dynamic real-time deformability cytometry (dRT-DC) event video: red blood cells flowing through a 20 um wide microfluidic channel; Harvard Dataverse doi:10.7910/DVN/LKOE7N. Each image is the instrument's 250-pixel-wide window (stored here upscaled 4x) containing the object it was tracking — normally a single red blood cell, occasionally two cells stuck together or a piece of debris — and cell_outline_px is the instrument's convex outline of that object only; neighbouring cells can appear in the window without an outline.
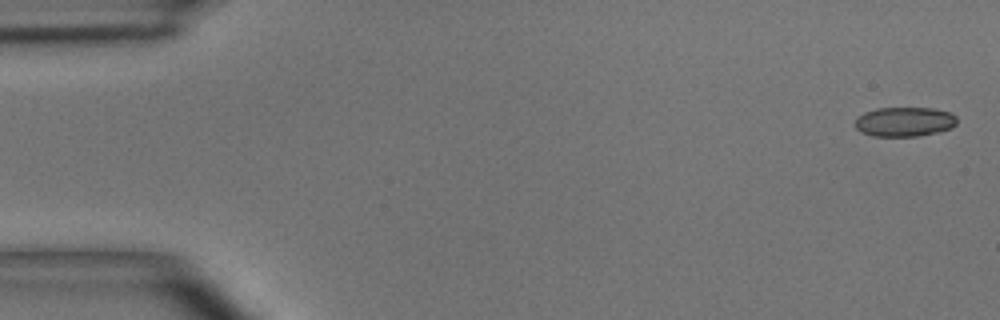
{"species": "common noctule bat (a hibernating species)", "species_latin": "Nyctalus noctula", "temperature_condition": "room temperature", "stored_images_in_passage": 4, "camera_frame_rate_fps": 3000, "um_per_image_px": 0.085, "animal": {"sex": "male", "body_mass_g": 15.6}, "frame": {"image": 1, "passage_image": 1, "time_ms": 0.0, "image_size_px": [1000, 320], "cell_outline_px": [[956, 124], [940, 132], [916, 136], [872, 136], [860, 132], [852, 124], [856, 116], [864, 112], [876, 108], [932, 108], [952, 112], [956, 116]], "centroid_in_image_um": [76.82, 10.34], "position_along_channel_um": 8.2, "area_um2": 17.8}}